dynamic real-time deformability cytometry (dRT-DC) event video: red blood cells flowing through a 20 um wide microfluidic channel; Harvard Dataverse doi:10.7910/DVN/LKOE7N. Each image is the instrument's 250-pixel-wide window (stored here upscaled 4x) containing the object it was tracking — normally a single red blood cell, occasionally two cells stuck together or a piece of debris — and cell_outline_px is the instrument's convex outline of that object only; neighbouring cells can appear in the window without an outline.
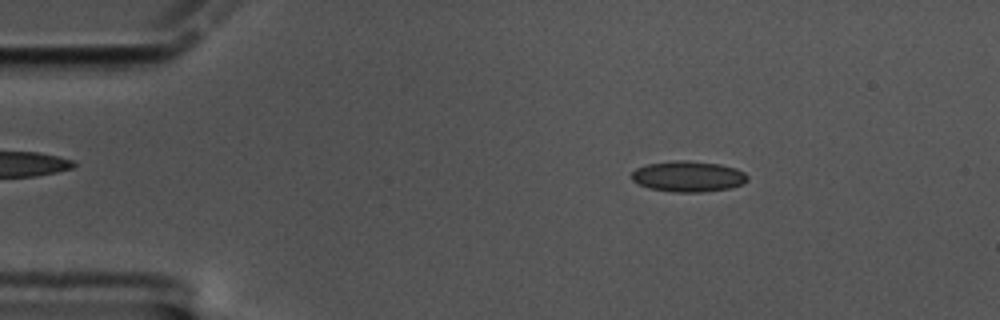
{"species": "common noctule bat (a hibernating species)", "species_latin": "Nyctalus noctula", "temperature_condition": "cold", "stored_images_in_passage": 58, "camera_frame_rate_fps": 3000, "um_per_image_px": 0.085, "animal": {"sex": "male", "body_mass_g": 17.5, "forearm_length_mm": 52.3}, "frame": {"image": 1, "passage_image": 9, "time_ms": 2.667, "image_size_px": [1000, 320], "cell_outline_px": [[748, 180], [744, 184], [728, 188], [704, 192], [676, 192], [648, 188], [632, 180], [632, 172], [636, 168], [648, 164], [684, 160], [720, 164], [736, 168], [744, 172], [748, 176]], "centroid_in_image_um": [58.53, 15.0], "position_along_channel_um": 26.5, "area_um2": 20.63}}
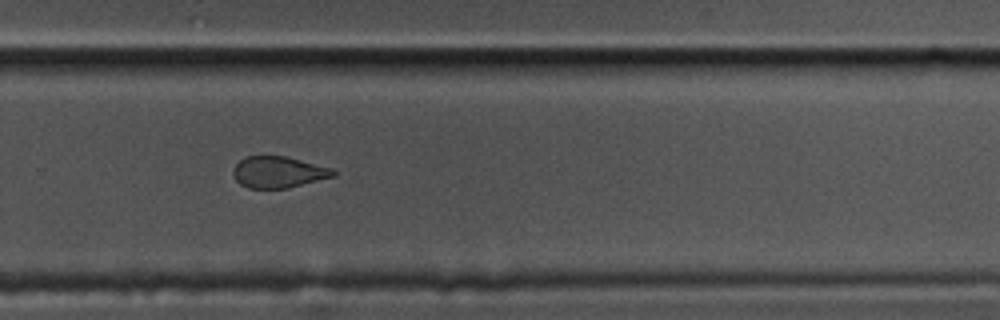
{"frame": {"image": 2, "passage_image": 39, "time_ms": 12.667, "image_size_px": [1000, 320], "cell_outline_px": [[336, 176], [288, 188], [248, 188], [240, 184], [236, 180], [232, 172], [232, 168], [244, 156], [284, 156], [332, 168], [336, 172]], "centroid_in_image_um": [23.65, 14.63], "position_along_channel_um": 306.2, "area_um2": 18.32}}
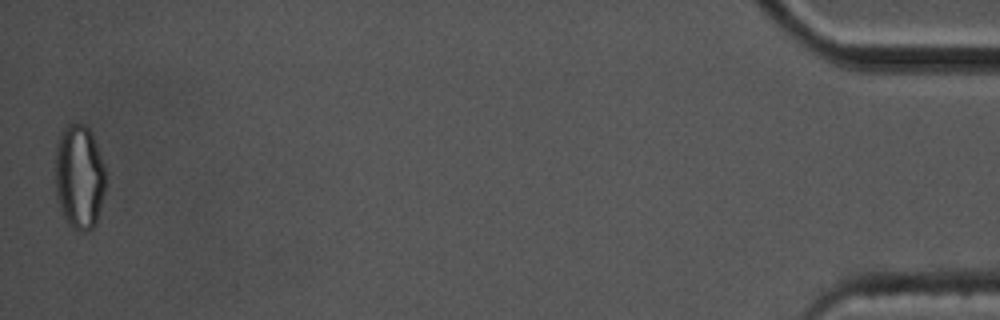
{"frame": {"image": 3, "passage_image": 58, "time_ms": 19.0, "image_size_px": [1000, 320], "cell_outline_px": [[104, 192], [96, 224], [88, 232], [84, 232], [72, 228], [64, 220], [56, 196], [56, 144], [64, 128], [68, 124], [84, 124], [92, 132], [104, 168]], "centroid_in_image_um": [6.72, 15.07], "position_along_channel_um": 428.5, "area_um2": 30.58}, "authors_computed_cell_mechanics": {"area_um2": 19.941, "velocity_mm_per_s": 3.399, "shape_relaxation_time_tau1_ms": 7.2061, "shape_relaxation_time_tau2_ms": 1.9946, "deformation_change_tau1": 0.1344, "deformation_change_tau2": 0.063}}